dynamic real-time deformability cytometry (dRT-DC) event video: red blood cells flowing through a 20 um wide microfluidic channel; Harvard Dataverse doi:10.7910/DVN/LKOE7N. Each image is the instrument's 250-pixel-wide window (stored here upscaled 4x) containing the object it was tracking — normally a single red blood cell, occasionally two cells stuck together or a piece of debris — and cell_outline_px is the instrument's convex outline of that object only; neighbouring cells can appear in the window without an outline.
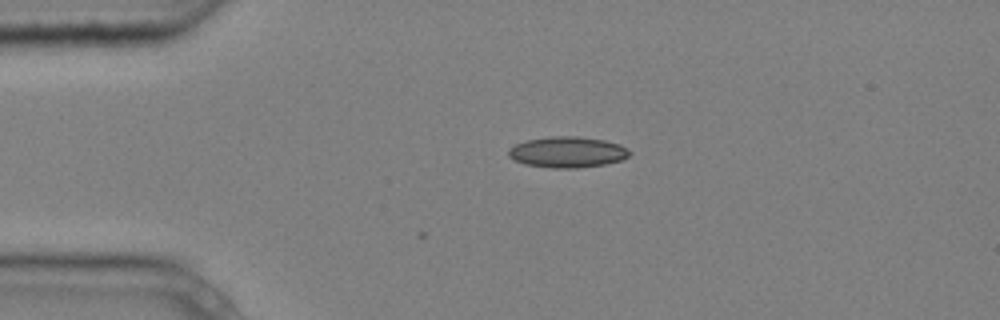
{"species": "common noctule bat (a hibernating species)", "species_latin": "Nyctalus noctula", "temperature_condition": "cold", "stored_images_in_passage": 5, "camera_frame_rate_fps": 3000, "um_per_image_px": 0.085, "animal": {"sex": "male", "body_mass_g": 20.4}, "frame": {"image": 1, "passage_image": 5, "time_ms": 1.333, "image_size_px": [1000, 320], "cell_outline_px": [[632, 152], [628, 156], [620, 160], [604, 164], [576, 168], [552, 168], [524, 164], [512, 160], [508, 156], [508, 148], [524, 140], [548, 136], [580, 136], [604, 140], [620, 144], [628, 148]], "centroid_in_image_um": [48.2, 12.92], "position_along_channel_um": 36.8, "area_um2": 22.08}}